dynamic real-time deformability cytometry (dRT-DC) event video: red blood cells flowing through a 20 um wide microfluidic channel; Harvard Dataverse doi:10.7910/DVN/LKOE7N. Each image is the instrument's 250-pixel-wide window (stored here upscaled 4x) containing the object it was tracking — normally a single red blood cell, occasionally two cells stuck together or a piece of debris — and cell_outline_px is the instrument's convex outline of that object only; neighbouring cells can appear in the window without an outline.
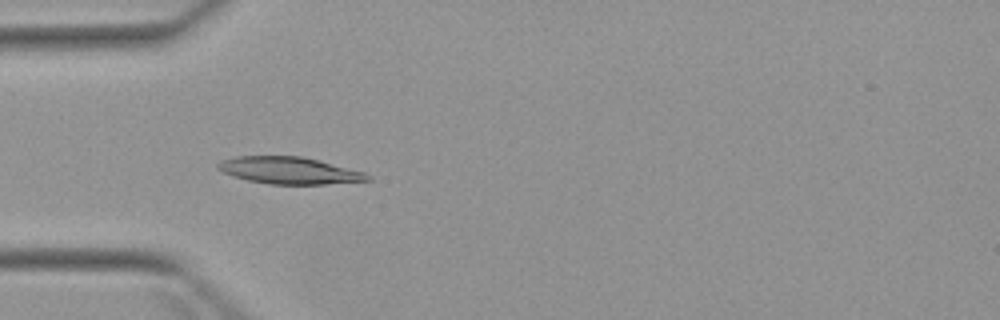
{"species": "Egyptian fruit bat (a non-hibernating species)", "species_latin": "Rousettus aegyptiacus", "temperature_condition": "warm", "stored_images_in_passage": 5, "camera_frame_rate_fps": 3000, "um_per_image_px": 0.085, "animal": {"sex": "female"}, "frame": {"image": 1, "passage_image": 4, "time_ms": 3.667, "image_size_px": [1000, 320], "cell_outline_px": [[372, 180], [324, 184], [268, 184], [248, 180], [232, 176], [216, 168], [216, 164], [224, 160], [236, 156], [304, 156], [320, 160], [364, 172], [372, 176]], "centroid_in_image_um": [24.61, 14.49], "position_along_channel_um": 60.4, "area_um2": 23.52}}
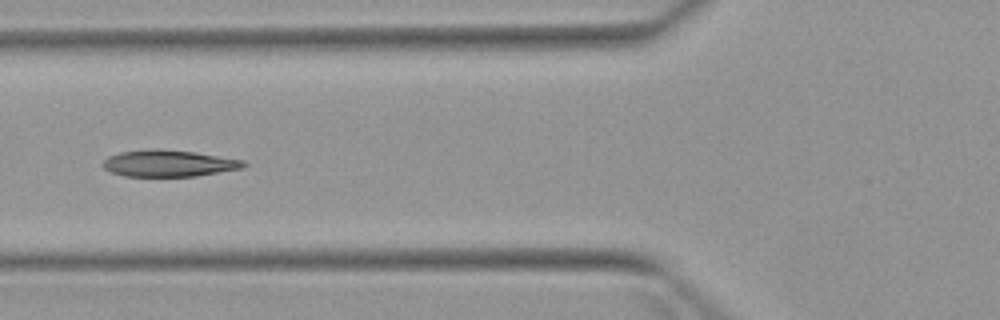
{"frame": {"image": 2, "passage_image": 5, "time_ms": 5.0, "image_size_px": [1000, 320], "cell_outline_px": [[248, 164], [240, 168], [196, 176], [124, 176], [112, 172], [104, 168], [100, 164], [108, 156], [120, 152], [156, 148], [196, 152], [244, 160]], "centroid_in_image_um": [14.31, 13.87], "position_along_channel_um": 111.5, "area_um2": 21.79}}